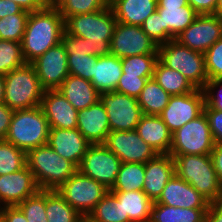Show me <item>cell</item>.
Listing matches in <instances>:
<instances>
[{"label":"cell","instance_id":"484cf974","mask_svg":"<svg viewBox=\"0 0 222 222\" xmlns=\"http://www.w3.org/2000/svg\"><path fill=\"white\" fill-rule=\"evenodd\" d=\"M156 11L163 21L164 44L175 39L199 15L189 4L186 6H157Z\"/></svg>","mask_w":222,"mask_h":222},{"label":"cell","instance_id":"2e32d148","mask_svg":"<svg viewBox=\"0 0 222 222\" xmlns=\"http://www.w3.org/2000/svg\"><path fill=\"white\" fill-rule=\"evenodd\" d=\"M44 90H56L69 75L67 53L62 42L31 63Z\"/></svg>","mask_w":222,"mask_h":222},{"label":"cell","instance_id":"f1b7e54d","mask_svg":"<svg viewBox=\"0 0 222 222\" xmlns=\"http://www.w3.org/2000/svg\"><path fill=\"white\" fill-rule=\"evenodd\" d=\"M153 78L171 96L184 95L196 90L184 75L177 70L168 68L159 59L154 67Z\"/></svg>","mask_w":222,"mask_h":222},{"label":"cell","instance_id":"c3c4849f","mask_svg":"<svg viewBox=\"0 0 222 222\" xmlns=\"http://www.w3.org/2000/svg\"><path fill=\"white\" fill-rule=\"evenodd\" d=\"M0 222H27V220L17 206H3L0 207Z\"/></svg>","mask_w":222,"mask_h":222},{"label":"cell","instance_id":"52a82bcc","mask_svg":"<svg viewBox=\"0 0 222 222\" xmlns=\"http://www.w3.org/2000/svg\"><path fill=\"white\" fill-rule=\"evenodd\" d=\"M158 59L168 68L179 71L196 89L203 90L208 76L205 55L173 39L158 46Z\"/></svg>","mask_w":222,"mask_h":222},{"label":"cell","instance_id":"91938a15","mask_svg":"<svg viewBox=\"0 0 222 222\" xmlns=\"http://www.w3.org/2000/svg\"><path fill=\"white\" fill-rule=\"evenodd\" d=\"M215 14L222 18V0H218L215 8Z\"/></svg>","mask_w":222,"mask_h":222},{"label":"cell","instance_id":"3957f363","mask_svg":"<svg viewBox=\"0 0 222 222\" xmlns=\"http://www.w3.org/2000/svg\"><path fill=\"white\" fill-rule=\"evenodd\" d=\"M26 159L27 166L41 190H57L78 170L48 144L29 150Z\"/></svg>","mask_w":222,"mask_h":222},{"label":"cell","instance_id":"ffe728a7","mask_svg":"<svg viewBox=\"0 0 222 222\" xmlns=\"http://www.w3.org/2000/svg\"><path fill=\"white\" fill-rule=\"evenodd\" d=\"M40 107L48 120L50 128H77L78 111L57 89L44 91Z\"/></svg>","mask_w":222,"mask_h":222},{"label":"cell","instance_id":"cb8c5ba5","mask_svg":"<svg viewBox=\"0 0 222 222\" xmlns=\"http://www.w3.org/2000/svg\"><path fill=\"white\" fill-rule=\"evenodd\" d=\"M77 110L88 108L100 100V93L89 80L68 75L57 89Z\"/></svg>","mask_w":222,"mask_h":222},{"label":"cell","instance_id":"ba28073f","mask_svg":"<svg viewBox=\"0 0 222 222\" xmlns=\"http://www.w3.org/2000/svg\"><path fill=\"white\" fill-rule=\"evenodd\" d=\"M215 142L203 112L172 133L169 155H210Z\"/></svg>","mask_w":222,"mask_h":222},{"label":"cell","instance_id":"5bb4252c","mask_svg":"<svg viewBox=\"0 0 222 222\" xmlns=\"http://www.w3.org/2000/svg\"><path fill=\"white\" fill-rule=\"evenodd\" d=\"M103 145L113 152L121 163H147L157 152L135 130L110 131Z\"/></svg>","mask_w":222,"mask_h":222},{"label":"cell","instance_id":"603a6c76","mask_svg":"<svg viewBox=\"0 0 222 222\" xmlns=\"http://www.w3.org/2000/svg\"><path fill=\"white\" fill-rule=\"evenodd\" d=\"M135 131L157 154H169L172 133L159 115L143 114Z\"/></svg>","mask_w":222,"mask_h":222},{"label":"cell","instance_id":"8992f818","mask_svg":"<svg viewBox=\"0 0 222 222\" xmlns=\"http://www.w3.org/2000/svg\"><path fill=\"white\" fill-rule=\"evenodd\" d=\"M4 103L11 110L30 109L41 105L44 89L31 63L4 75Z\"/></svg>","mask_w":222,"mask_h":222},{"label":"cell","instance_id":"83f0119b","mask_svg":"<svg viewBox=\"0 0 222 222\" xmlns=\"http://www.w3.org/2000/svg\"><path fill=\"white\" fill-rule=\"evenodd\" d=\"M124 209V217L131 222H150L153 202L143 191L112 192Z\"/></svg>","mask_w":222,"mask_h":222},{"label":"cell","instance_id":"b9f144b4","mask_svg":"<svg viewBox=\"0 0 222 222\" xmlns=\"http://www.w3.org/2000/svg\"><path fill=\"white\" fill-rule=\"evenodd\" d=\"M204 55L208 80L222 79V38L217 40Z\"/></svg>","mask_w":222,"mask_h":222},{"label":"cell","instance_id":"4316f807","mask_svg":"<svg viewBox=\"0 0 222 222\" xmlns=\"http://www.w3.org/2000/svg\"><path fill=\"white\" fill-rule=\"evenodd\" d=\"M122 73L121 58L112 54L100 56L94 64L90 82L99 93L112 92L115 91Z\"/></svg>","mask_w":222,"mask_h":222},{"label":"cell","instance_id":"8fae6325","mask_svg":"<svg viewBox=\"0 0 222 222\" xmlns=\"http://www.w3.org/2000/svg\"><path fill=\"white\" fill-rule=\"evenodd\" d=\"M120 165V159L103 144H91L78 170L110 190L115 184Z\"/></svg>","mask_w":222,"mask_h":222},{"label":"cell","instance_id":"60d3db41","mask_svg":"<svg viewBox=\"0 0 222 222\" xmlns=\"http://www.w3.org/2000/svg\"><path fill=\"white\" fill-rule=\"evenodd\" d=\"M99 56L88 54L67 55L69 75H75L91 81L94 64Z\"/></svg>","mask_w":222,"mask_h":222},{"label":"cell","instance_id":"816d5d0a","mask_svg":"<svg viewBox=\"0 0 222 222\" xmlns=\"http://www.w3.org/2000/svg\"><path fill=\"white\" fill-rule=\"evenodd\" d=\"M205 222H222V199L209 203Z\"/></svg>","mask_w":222,"mask_h":222},{"label":"cell","instance_id":"7a4b0ae2","mask_svg":"<svg viewBox=\"0 0 222 222\" xmlns=\"http://www.w3.org/2000/svg\"><path fill=\"white\" fill-rule=\"evenodd\" d=\"M116 23L109 5L93 13L68 17L64 27L68 34L88 39L90 55L100 57L111 54L110 43Z\"/></svg>","mask_w":222,"mask_h":222},{"label":"cell","instance_id":"9f6ffc18","mask_svg":"<svg viewBox=\"0 0 222 222\" xmlns=\"http://www.w3.org/2000/svg\"><path fill=\"white\" fill-rule=\"evenodd\" d=\"M187 0H157V6H186Z\"/></svg>","mask_w":222,"mask_h":222},{"label":"cell","instance_id":"f6af8a7d","mask_svg":"<svg viewBox=\"0 0 222 222\" xmlns=\"http://www.w3.org/2000/svg\"><path fill=\"white\" fill-rule=\"evenodd\" d=\"M61 42L65 47L67 55L88 54L90 55L88 39L80 36L68 34L65 30L61 37Z\"/></svg>","mask_w":222,"mask_h":222},{"label":"cell","instance_id":"ab89813d","mask_svg":"<svg viewBox=\"0 0 222 222\" xmlns=\"http://www.w3.org/2000/svg\"><path fill=\"white\" fill-rule=\"evenodd\" d=\"M109 6V0H65L58 8L64 21L71 16L93 13Z\"/></svg>","mask_w":222,"mask_h":222},{"label":"cell","instance_id":"e0dca14e","mask_svg":"<svg viewBox=\"0 0 222 222\" xmlns=\"http://www.w3.org/2000/svg\"><path fill=\"white\" fill-rule=\"evenodd\" d=\"M38 190L27 165L17 172L0 175V203L4 206H17Z\"/></svg>","mask_w":222,"mask_h":222},{"label":"cell","instance_id":"9c48e42d","mask_svg":"<svg viewBox=\"0 0 222 222\" xmlns=\"http://www.w3.org/2000/svg\"><path fill=\"white\" fill-rule=\"evenodd\" d=\"M108 191L102 183L82 174L79 170L57 189L63 199L84 219Z\"/></svg>","mask_w":222,"mask_h":222},{"label":"cell","instance_id":"7dc6e473","mask_svg":"<svg viewBox=\"0 0 222 222\" xmlns=\"http://www.w3.org/2000/svg\"><path fill=\"white\" fill-rule=\"evenodd\" d=\"M218 86L221 88L218 90V95H215L214 89H217ZM203 91L205 103L212 109L222 111V79L208 80Z\"/></svg>","mask_w":222,"mask_h":222},{"label":"cell","instance_id":"6f0895ef","mask_svg":"<svg viewBox=\"0 0 222 222\" xmlns=\"http://www.w3.org/2000/svg\"><path fill=\"white\" fill-rule=\"evenodd\" d=\"M65 0H44V6L47 8H59Z\"/></svg>","mask_w":222,"mask_h":222},{"label":"cell","instance_id":"11a10c76","mask_svg":"<svg viewBox=\"0 0 222 222\" xmlns=\"http://www.w3.org/2000/svg\"><path fill=\"white\" fill-rule=\"evenodd\" d=\"M28 12H34L43 9L44 0H11Z\"/></svg>","mask_w":222,"mask_h":222},{"label":"cell","instance_id":"d590c367","mask_svg":"<svg viewBox=\"0 0 222 222\" xmlns=\"http://www.w3.org/2000/svg\"><path fill=\"white\" fill-rule=\"evenodd\" d=\"M24 64L21 42L0 40V74L6 75Z\"/></svg>","mask_w":222,"mask_h":222},{"label":"cell","instance_id":"d6986e66","mask_svg":"<svg viewBox=\"0 0 222 222\" xmlns=\"http://www.w3.org/2000/svg\"><path fill=\"white\" fill-rule=\"evenodd\" d=\"M157 203L175 208L208 209L206 200L195 188L176 174L167 182Z\"/></svg>","mask_w":222,"mask_h":222},{"label":"cell","instance_id":"f5cc1de1","mask_svg":"<svg viewBox=\"0 0 222 222\" xmlns=\"http://www.w3.org/2000/svg\"><path fill=\"white\" fill-rule=\"evenodd\" d=\"M210 157L217 173V177L222 183V144H215Z\"/></svg>","mask_w":222,"mask_h":222},{"label":"cell","instance_id":"f546056e","mask_svg":"<svg viewBox=\"0 0 222 222\" xmlns=\"http://www.w3.org/2000/svg\"><path fill=\"white\" fill-rule=\"evenodd\" d=\"M208 209L175 208L153 202L150 222H205Z\"/></svg>","mask_w":222,"mask_h":222},{"label":"cell","instance_id":"ee69618b","mask_svg":"<svg viewBox=\"0 0 222 222\" xmlns=\"http://www.w3.org/2000/svg\"><path fill=\"white\" fill-rule=\"evenodd\" d=\"M141 28L158 46L164 44L163 21L157 11L142 23Z\"/></svg>","mask_w":222,"mask_h":222},{"label":"cell","instance_id":"f907efd6","mask_svg":"<svg viewBox=\"0 0 222 222\" xmlns=\"http://www.w3.org/2000/svg\"><path fill=\"white\" fill-rule=\"evenodd\" d=\"M14 110H11L4 102L0 103V139H5Z\"/></svg>","mask_w":222,"mask_h":222},{"label":"cell","instance_id":"681fc988","mask_svg":"<svg viewBox=\"0 0 222 222\" xmlns=\"http://www.w3.org/2000/svg\"><path fill=\"white\" fill-rule=\"evenodd\" d=\"M188 4L199 14H215L218 0H187Z\"/></svg>","mask_w":222,"mask_h":222},{"label":"cell","instance_id":"6da1fadb","mask_svg":"<svg viewBox=\"0 0 222 222\" xmlns=\"http://www.w3.org/2000/svg\"><path fill=\"white\" fill-rule=\"evenodd\" d=\"M65 30L58 8L44 7L30 12L21 42L26 63H32L51 47L61 42Z\"/></svg>","mask_w":222,"mask_h":222},{"label":"cell","instance_id":"7bdbcfd3","mask_svg":"<svg viewBox=\"0 0 222 222\" xmlns=\"http://www.w3.org/2000/svg\"><path fill=\"white\" fill-rule=\"evenodd\" d=\"M151 78L153 77H139V75H127L126 73H122L115 91L138 98L146 82Z\"/></svg>","mask_w":222,"mask_h":222},{"label":"cell","instance_id":"836d02e7","mask_svg":"<svg viewBox=\"0 0 222 222\" xmlns=\"http://www.w3.org/2000/svg\"><path fill=\"white\" fill-rule=\"evenodd\" d=\"M145 181L143 163H121L111 192L142 191Z\"/></svg>","mask_w":222,"mask_h":222},{"label":"cell","instance_id":"7402d4cb","mask_svg":"<svg viewBox=\"0 0 222 222\" xmlns=\"http://www.w3.org/2000/svg\"><path fill=\"white\" fill-rule=\"evenodd\" d=\"M77 129L91 143L103 144L111 131L109 119L100 100L88 108L78 111Z\"/></svg>","mask_w":222,"mask_h":222},{"label":"cell","instance_id":"d6a6232c","mask_svg":"<svg viewBox=\"0 0 222 222\" xmlns=\"http://www.w3.org/2000/svg\"><path fill=\"white\" fill-rule=\"evenodd\" d=\"M46 215L48 222H85L57 190H46Z\"/></svg>","mask_w":222,"mask_h":222},{"label":"cell","instance_id":"277c9868","mask_svg":"<svg viewBox=\"0 0 222 222\" xmlns=\"http://www.w3.org/2000/svg\"><path fill=\"white\" fill-rule=\"evenodd\" d=\"M175 174L188 182L209 202L222 199V183L210 155H171Z\"/></svg>","mask_w":222,"mask_h":222},{"label":"cell","instance_id":"db71d44e","mask_svg":"<svg viewBox=\"0 0 222 222\" xmlns=\"http://www.w3.org/2000/svg\"><path fill=\"white\" fill-rule=\"evenodd\" d=\"M24 9L11 0H0V19L11 14L21 13Z\"/></svg>","mask_w":222,"mask_h":222},{"label":"cell","instance_id":"1f68e13d","mask_svg":"<svg viewBox=\"0 0 222 222\" xmlns=\"http://www.w3.org/2000/svg\"><path fill=\"white\" fill-rule=\"evenodd\" d=\"M86 222H131L124 217V209L117 197L109 190L85 219Z\"/></svg>","mask_w":222,"mask_h":222},{"label":"cell","instance_id":"d4e9b609","mask_svg":"<svg viewBox=\"0 0 222 222\" xmlns=\"http://www.w3.org/2000/svg\"><path fill=\"white\" fill-rule=\"evenodd\" d=\"M117 22L141 26L157 10V0H109Z\"/></svg>","mask_w":222,"mask_h":222},{"label":"cell","instance_id":"44dd1931","mask_svg":"<svg viewBox=\"0 0 222 222\" xmlns=\"http://www.w3.org/2000/svg\"><path fill=\"white\" fill-rule=\"evenodd\" d=\"M143 192L155 202L161 196L167 182L175 175V162L169 154H157L144 164Z\"/></svg>","mask_w":222,"mask_h":222},{"label":"cell","instance_id":"8d00e7d4","mask_svg":"<svg viewBox=\"0 0 222 222\" xmlns=\"http://www.w3.org/2000/svg\"><path fill=\"white\" fill-rule=\"evenodd\" d=\"M30 12L23 10L0 19V40L22 42Z\"/></svg>","mask_w":222,"mask_h":222},{"label":"cell","instance_id":"74e56055","mask_svg":"<svg viewBox=\"0 0 222 222\" xmlns=\"http://www.w3.org/2000/svg\"><path fill=\"white\" fill-rule=\"evenodd\" d=\"M158 54L134 55L121 59L122 71L127 75L153 77Z\"/></svg>","mask_w":222,"mask_h":222},{"label":"cell","instance_id":"30bf717a","mask_svg":"<svg viewBox=\"0 0 222 222\" xmlns=\"http://www.w3.org/2000/svg\"><path fill=\"white\" fill-rule=\"evenodd\" d=\"M111 131L135 130L143 113L138 99L116 91L100 93Z\"/></svg>","mask_w":222,"mask_h":222},{"label":"cell","instance_id":"9a60e30c","mask_svg":"<svg viewBox=\"0 0 222 222\" xmlns=\"http://www.w3.org/2000/svg\"><path fill=\"white\" fill-rule=\"evenodd\" d=\"M220 38H222V18L216 14H206L198 15L175 40L204 54Z\"/></svg>","mask_w":222,"mask_h":222},{"label":"cell","instance_id":"f35d334b","mask_svg":"<svg viewBox=\"0 0 222 222\" xmlns=\"http://www.w3.org/2000/svg\"><path fill=\"white\" fill-rule=\"evenodd\" d=\"M17 207L23 212L27 222H48L46 215V190L39 189Z\"/></svg>","mask_w":222,"mask_h":222},{"label":"cell","instance_id":"5b68a950","mask_svg":"<svg viewBox=\"0 0 222 222\" xmlns=\"http://www.w3.org/2000/svg\"><path fill=\"white\" fill-rule=\"evenodd\" d=\"M50 126L40 106L15 110L4 140L26 153L47 144Z\"/></svg>","mask_w":222,"mask_h":222},{"label":"cell","instance_id":"680465c9","mask_svg":"<svg viewBox=\"0 0 222 222\" xmlns=\"http://www.w3.org/2000/svg\"><path fill=\"white\" fill-rule=\"evenodd\" d=\"M4 88H5L4 75L0 74V103L4 101Z\"/></svg>","mask_w":222,"mask_h":222},{"label":"cell","instance_id":"e575fe53","mask_svg":"<svg viewBox=\"0 0 222 222\" xmlns=\"http://www.w3.org/2000/svg\"><path fill=\"white\" fill-rule=\"evenodd\" d=\"M26 165V152L0 139V175L17 172Z\"/></svg>","mask_w":222,"mask_h":222},{"label":"cell","instance_id":"4dcf8cb0","mask_svg":"<svg viewBox=\"0 0 222 222\" xmlns=\"http://www.w3.org/2000/svg\"><path fill=\"white\" fill-rule=\"evenodd\" d=\"M170 96L154 78H151L137 99L143 114L159 115L167 106Z\"/></svg>","mask_w":222,"mask_h":222},{"label":"cell","instance_id":"ac0fdd59","mask_svg":"<svg viewBox=\"0 0 222 222\" xmlns=\"http://www.w3.org/2000/svg\"><path fill=\"white\" fill-rule=\"evenodd\" d=\"M47 144L77 168L91 143L75 129L50 128Z\"/></svg>","mask_w":222,"mask_h":222},{"label":"cell","instance_id":"7c38bea8","mask_svg":"<svg viewBox=\"0 0 222 222\" xmlns=\"http://www.w3.org/2000/svg\"><path fill=\"white\" fill-rule=\"evenodd\" d=\"M111 54L118 58L134 55L158 54V45L141 26L117 22L110 43Z\"/></svg>","mask_w":222,"mask_h":222},{"label":"cell","instance_id":"4fadbf2b","mask_svg":"<svg viewBox=\"0 0 222 222\" xmlns=\"http://www.w3.org/2000/svg\"><path fill=\"white\" fill-rule=\"evenodd\" d=\"M204 106V91L196 89L184 95L170 96L167 106L159 116L169 131L174 133L187 122L200 116L204 112Z\"/></svg>","mask_w":222,"mask_h":222},{"label":"cell","instance_id":"bcb514c9","mask_svg":"<svg viewBox=\"0 0 222 222\" xmlns=\"http://www.w3.org/2000/svg\"><path fill=\"white\" fill-rule=\"evenodd\" d=\"M204 113L207 116L215 144H222V111L212 109L205 103Z\"/></svg>","mask_w":222,"mask_h":222}]
</instances>
